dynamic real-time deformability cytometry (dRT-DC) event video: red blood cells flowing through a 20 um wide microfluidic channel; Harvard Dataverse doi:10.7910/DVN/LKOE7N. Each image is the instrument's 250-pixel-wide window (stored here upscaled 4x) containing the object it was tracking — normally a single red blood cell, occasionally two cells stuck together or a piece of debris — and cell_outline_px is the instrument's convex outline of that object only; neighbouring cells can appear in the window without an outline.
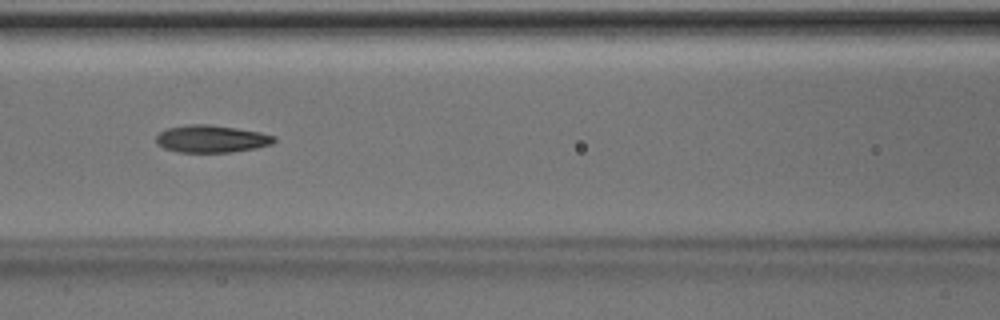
{"species": "Egyptian fruit bat (a non-hibernating species)", "species_latin": "Rousettus aegyptiacus", "temperature_condition": "room temperature", "stored_images_in_passage": 38, "camera_frame_rate_fps": 3000, "um_per_image_px": 0.085, "animal": {"sex": "male"}, "frame": {"image": 1, "passage_image": 10, "time_ms": 3.0, "image_size_px": [1000, 320], "cell_outline_px": [[276, 140], [272, 144], [256, 148], [232, 152], [176, 152], [164, 148], [156, 144], [156, 136], [160, 132], [168, 128], [188, 124], [212, 124], [260, 132], [276, 136]], "centroid_in_image_um": [17.97, 11.8], "position_along_channel_um": 148.6, "area_um2": 18.96}}
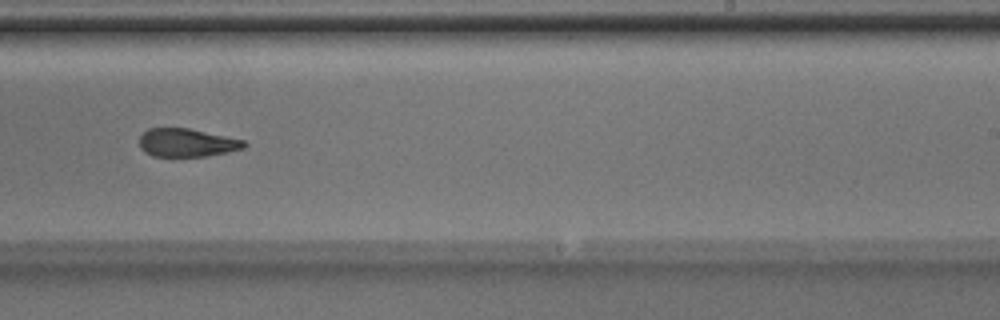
{"frame": {"image": 2, "passage_image": 19, "time_ms": 6.0, "image_size_px": [1000, 320], "cell_outline_px": [[248, 144], [244, 148], [228, 152], [208, 156], [152, 156], [144, 152], [140, 148], [140, 136], [148, 128], [188, 128], [244, 140]], "centroid_in_image_um": [15.88, 12.13], "position_along_channel_um": 273.1, "area_um2": 17.22}}
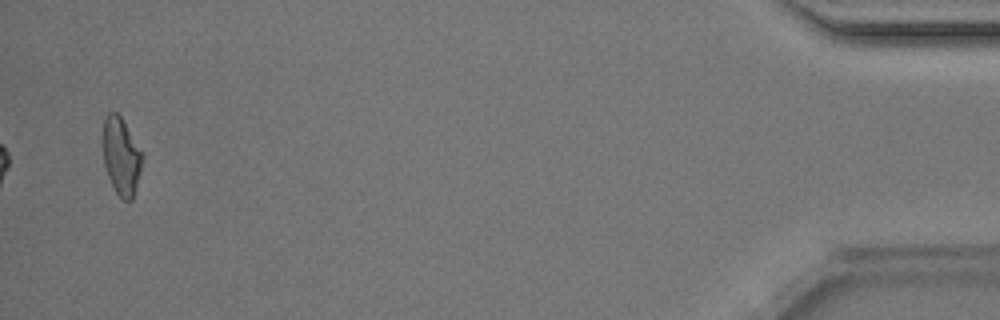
{"frame": {"image": 3, "passage_image": 36, "time_ms": 11.667, "image_size_px": [1000, 320], "cell_outline_px": [[144, 156], [140, 172], [132, 200], [124, 200], [116, 192], [108, 176], [104, 164], [104, 120], [108, 112], [116, 112], [120, 116]], "centroid_in_image_um": [10.31, 13.29], "position_along_channel_um": 424.9, "area_um2": 17.22}}